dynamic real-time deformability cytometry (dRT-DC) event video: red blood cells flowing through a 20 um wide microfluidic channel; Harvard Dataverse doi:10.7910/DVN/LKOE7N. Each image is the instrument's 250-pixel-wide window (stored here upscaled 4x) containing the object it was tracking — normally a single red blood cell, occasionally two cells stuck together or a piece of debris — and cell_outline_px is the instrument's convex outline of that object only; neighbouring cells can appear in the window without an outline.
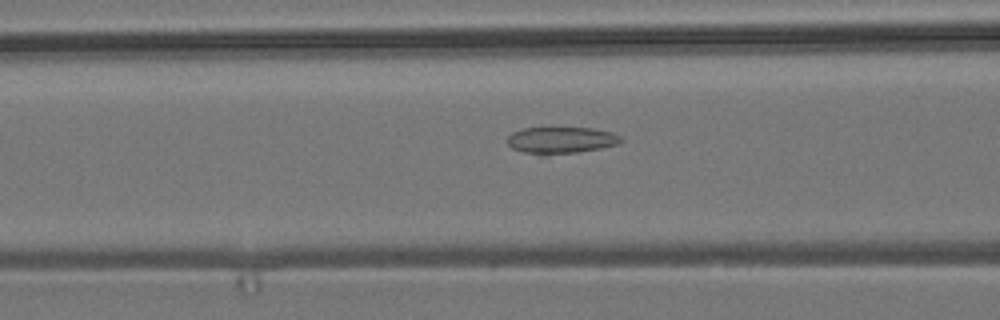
{"species": "common noctule bat (a hibernating species)", "species_latin": "Nyctalus noctula", "temperature_condition": "room temperature", "stored_images_in_passage": 49, "camera_frame_rate_fps": 3000, "um_per_image_px": 0.085, "animal": {"sex": "male", "body_mass_g": 19.2, "forearm_length_mm": 51.8}, "frame": {"image": 1, "passage_image": 19, "time_ms": 6.0, "image_size_px": [1000, 320], "cell_outline_px": [[624, 140], [620, 144], [600, 148], [576, 152], [544, 156], [524, 152], [512, 148], [508, 144], [508, 136], [512, 132], [524, 128], [592, 128], [612, 132], [620, 136]], "centroid_in_image_um": [47.7, 11.92], "position_along_channel_um": 118.9, "area_um2": 17.74}}
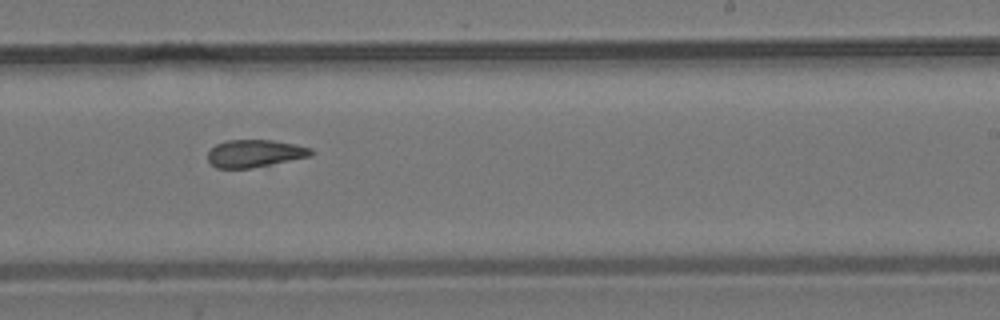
{"frame": {"image": 2, "passage_image": 31, "time_ms": 10.0, "image_size_px": [1000, 320], "cell_outline_px": [[312, 156], [248, 168], [216, 168], [208, 160], [208, 152], [216, 144], [224, 140], [276, 140], [296, 144], [312, 148]], "centroid_in_image_um": [21.66, 13.02], "position_along_channel_um": 267.3, "area_um2": 16.47}}
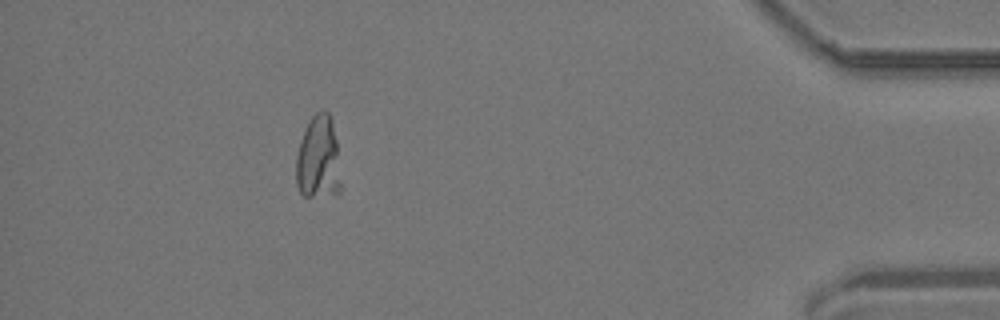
{"frame": {"image": 3, "passage_image": 47, "time_ms": 15.333, "image_size_px": [1000, 320], "cell_outline_px": [[340, 192], [312, 196], [304, 196], [300, 192], [296, 184], [296, 156], [300, 140], [304, 128], [312, 116], [316, 112], [328, 112], [332, 120], [336, 140], [340, 184]], "centroid_in_image_um": [27.03, 13.42], "position_along_channel_um": 408.2, "area_um2": 21.62}}